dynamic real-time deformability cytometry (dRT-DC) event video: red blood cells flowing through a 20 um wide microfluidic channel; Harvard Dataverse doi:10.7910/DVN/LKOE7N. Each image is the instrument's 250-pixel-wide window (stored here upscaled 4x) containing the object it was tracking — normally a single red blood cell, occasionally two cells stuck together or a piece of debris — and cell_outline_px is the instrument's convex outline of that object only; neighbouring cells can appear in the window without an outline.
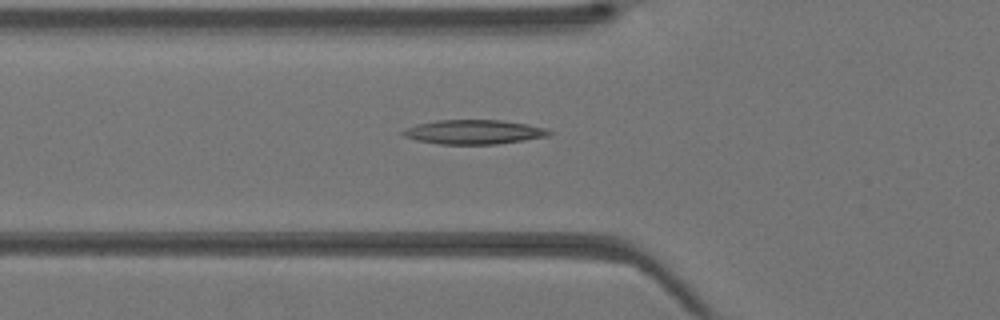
{"species": "Egyptian fruit bat (a non-hibernating species)", "species_latin": "Rousettus aegyptiacus", "temperature_condition": "warm", "stored_images_in_passage": 40, "camera_frame_rate_fps": 3000, "um_per_image_px": 0.085, "animal": {"sex": "female"}, "frame": {"image": 1, "passage_image": 15, "time_ms": 4.667, "image_size_px": [1000, 320], "cell_outline_px": [[556, 132], [548, 136], [524, 140], [496, 144], [440, 144], [416, 140], [404, 136], [400, 132], [404, 128], [416, 124], [436, 120], [500, 120], [528, 124], [548, 128]], "centroid_in_image_um": [40.3, 11.21], "position_along_channel_um": 85.5, "area_um2": 20.92}}
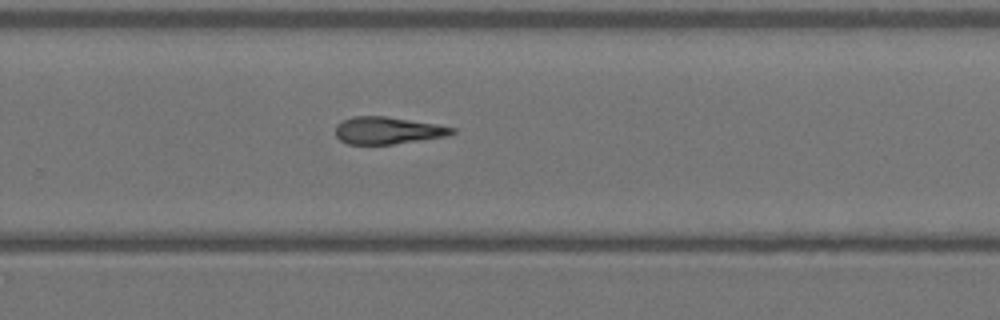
{"frame": {"image": 2, "passage_image": 28, "time_ms": 9.0, "image_size_px": [1000, 320], "cell_outline_px": [[456, 132], [448, 136], [392, 144], [348, 144], [340, 140], [336, 136], [336, 124], [352, 116], [388, 116], [436, 124], [456, 128]], "centroid_in_image_um": [32.96, 11.08], "position_along_channel_um": 296.8, "area_um2": 18.5}}
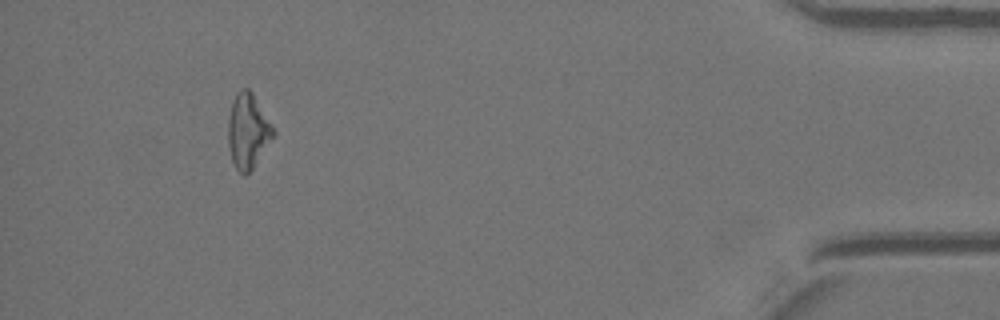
{"frame": {"image": 3, "passage_image": 39, "time_ms": 12.667, "image_size_px": [1000, 320], "cell_outline_px": [[276, 132], [252, 168], [244, 176], [236, 168], [232, 160], [228, 144], [228, 116], [232, 100], [236, 92], [240, 88], [248, 88], [252, 92], [272, 124]], "centroid_in_image_um": [21.05, 11.08], "position_along_channel_um": 414.2, "area_um2": 19.54}}